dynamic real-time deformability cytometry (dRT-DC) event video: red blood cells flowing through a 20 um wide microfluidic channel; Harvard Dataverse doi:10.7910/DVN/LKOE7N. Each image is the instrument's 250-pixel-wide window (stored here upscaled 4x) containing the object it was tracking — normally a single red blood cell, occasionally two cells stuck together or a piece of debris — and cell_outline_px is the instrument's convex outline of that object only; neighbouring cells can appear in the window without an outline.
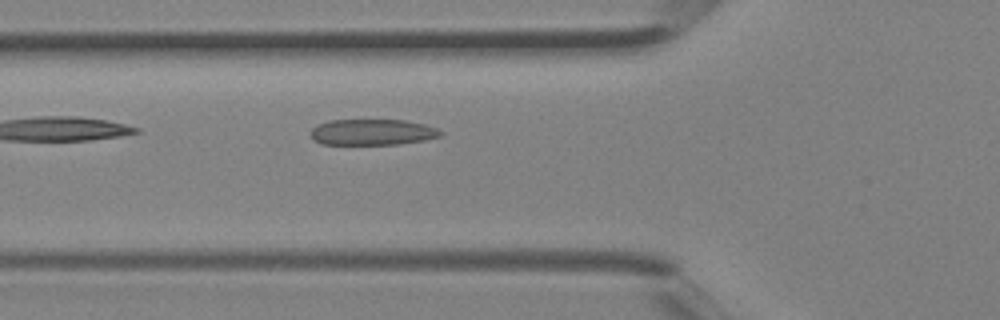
{"species": "Egyptian fruit bat (a non-hibernating species)", "species_latin": "Rousettus aegyptiacus", "temperature_condition": "room temperature", "stored_images_in_passage": 3, "camera_frame_rate_fps": 3000, "um_per_image_px": 0.085, "animal": {"sex": "female"}, "frame": {"image": 1, "passage_image": 3, "time_ms": 0.667, "image_size_px": [1000, 320], "cell_outline_px": [[444, 132], [440, 136], [424, 140], [400, 144], [320, 144], [312, 140], [308, 132], [316, 124], [328, 120], [404, 120], [424, 124], [436, 128]], "centroid_in_image_um": [31.58, 11.23], "position_along_channel_um": 94.2, "area_um2": 19.88}}